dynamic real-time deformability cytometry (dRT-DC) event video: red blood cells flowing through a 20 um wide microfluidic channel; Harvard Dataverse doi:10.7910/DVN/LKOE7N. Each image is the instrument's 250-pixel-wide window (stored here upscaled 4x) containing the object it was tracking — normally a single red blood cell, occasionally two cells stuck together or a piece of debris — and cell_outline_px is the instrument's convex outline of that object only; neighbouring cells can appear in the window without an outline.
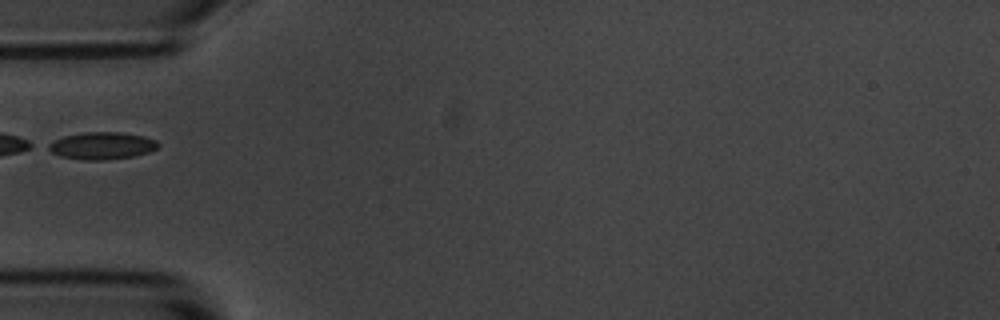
{"species": "common noctule bat (a hibernating species)", "species_latin": "Nyctalus noctula", "temperature_condition": "room temperature", "stored_images_in_passage": 3, "segment_of_instrument_passage": [2, 2], "camera_frame_rate_fps": 3000, "um_per_image_px": 0.085, "animal": {"sex": "male", "body_mass_g": 20.1, "forearm_length_mm": 53.5}, "frame": {"image": 1, "passage_image": 3, "time_ms": 2.333, "image_size_px": [1000, 320], "cell_outline_px": [[160, 144], [156, 148], [148, 152], [132, 156], [100, 160], [88, 160], [60, 156], [44, 148], [48, 144], [64, 136], [84, 132], [120, 132], [144, 136], [156, 140]], "centroid_in_image_um": [8.65, 12.37], "position_along_channel_um": 76.4, "area_um2": 17.22}}